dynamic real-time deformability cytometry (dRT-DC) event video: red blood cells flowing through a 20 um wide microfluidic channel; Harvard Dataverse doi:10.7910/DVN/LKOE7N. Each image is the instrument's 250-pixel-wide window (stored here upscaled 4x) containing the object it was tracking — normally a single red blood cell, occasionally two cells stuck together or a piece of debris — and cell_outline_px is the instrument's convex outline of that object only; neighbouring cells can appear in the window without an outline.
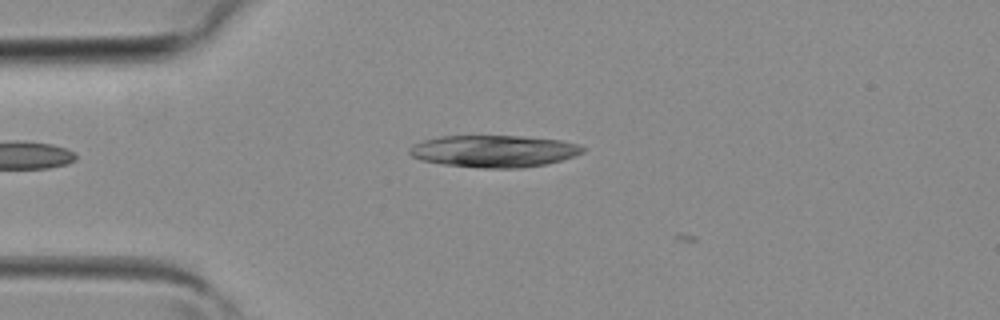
{"species": "common noctule bat (a hibernating species)", "species_latin": "Nyctalus noctula", "temperature_condition": "room temperature", "stored_images_in_passage": 3, "camera_frame_rate_fps": 3000, "um_per_image_px": 0.085, "animal": {"sex": "female", "body_mass_g": 19.3, "forearm_length_mm": 54.1}, "frame": {"image": 1, "passage_image": 3, "time_ms": 0.667, "image_size_px": [1000, 320], "cell_outline_px": [[584, 152], [548, 164], [524, 168], [484, 168], [444, 164], [420, 160], [412, 156], [408, 152], [408, 148], [412, 144], [424, 140], [440, 136], [520, 136], [560, 140], [580, 144], [584, 148]], "centroid_in_image_um": [41.97, 12.85], "position_along_channel_um": 43.0, "area_um2": 32.37}}